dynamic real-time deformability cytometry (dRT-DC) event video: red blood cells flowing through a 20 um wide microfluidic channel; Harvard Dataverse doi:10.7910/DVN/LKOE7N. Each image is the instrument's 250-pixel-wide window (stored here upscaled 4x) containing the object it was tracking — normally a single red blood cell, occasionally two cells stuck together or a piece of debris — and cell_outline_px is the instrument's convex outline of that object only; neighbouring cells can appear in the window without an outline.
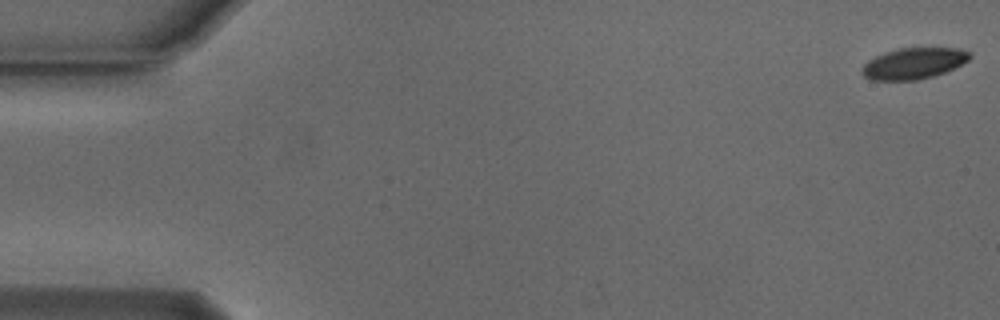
{"species": "Egyptian fruit bat (a non-hibernating species)", "species_latin": "Rousettus aegyptiacus", "temperature_condition": "cold", "stored_images_in_passage": 54, "camera_frame_rate_fps": 3000, "um_per_image_px": 0.085, "animal": {"sex": "male"}, "frame": {"image": 1, "passage_image": 1, "time_ms": 0.0, "image_size_px": [1000, 320], "cell_outline_px": [[972, 56], [968, 60], [944, 72], [932, 76], [916, 80], [872, 80], [864, 76], [860, 72], [860, 68], [868, 60], [884, 52], [900, 48], [960, 48], [968, 52]], "centroid_in_image_um": [77.61, 5.38], "position_along_channel_um": 7.4, "area_um2": 19.42}}
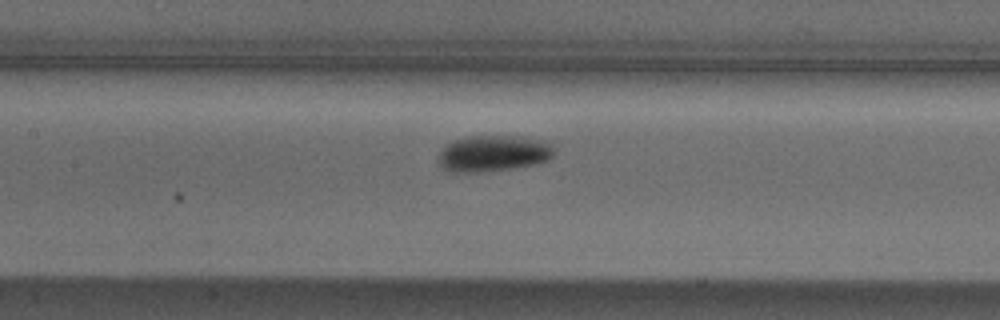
{"frame": {"image": 2, "passage_image": 25, "time_ms": 8.0, "image_size_px": [1000, 320], "cell_outline_px": [[552, 156], [548, 160], [532, 164], [508, 168], [476, 172], [468, 172], [444, 168], [440, 164], [440, 152], [444, 144], [468, 136], [504, 136], [544, 140], [552, 144]], "centroid_in_image_um": [41.93, 13.01], "position_along_channel_um": 165.5, "area_um2": 23.58}}
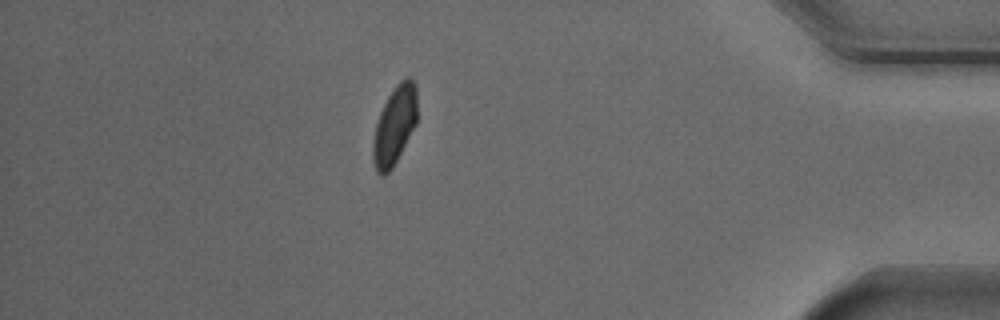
{"frame": {"image": 3, "passage_image": 47, "time_ms": 15.333, "image_size_px": [1000, 320], "cell_outline_px": [[416, 124], [392, 168], [384, 176], [376, 172], [372, 160], [372, 144], [376, 124], [380, 112], [388, 96], [396, 84], [400, 80], [408, 76], [416, 84]], "centroid_in_image_um": [33.52, 10.66], "position_along_channel_um": 401.7, "area_um2": 20.11}, "authors_computed_cell_mechanics": {"area_um2": 21.4438, "velocity_mm_per_s": 3.8185, "shape_relaxation_time_tau1_ms": 2.0757, "shape_relaxation_time_tau2_ms": null, "deformation_change_tau1": 0.1012, "deformation_change_tau2": null}}